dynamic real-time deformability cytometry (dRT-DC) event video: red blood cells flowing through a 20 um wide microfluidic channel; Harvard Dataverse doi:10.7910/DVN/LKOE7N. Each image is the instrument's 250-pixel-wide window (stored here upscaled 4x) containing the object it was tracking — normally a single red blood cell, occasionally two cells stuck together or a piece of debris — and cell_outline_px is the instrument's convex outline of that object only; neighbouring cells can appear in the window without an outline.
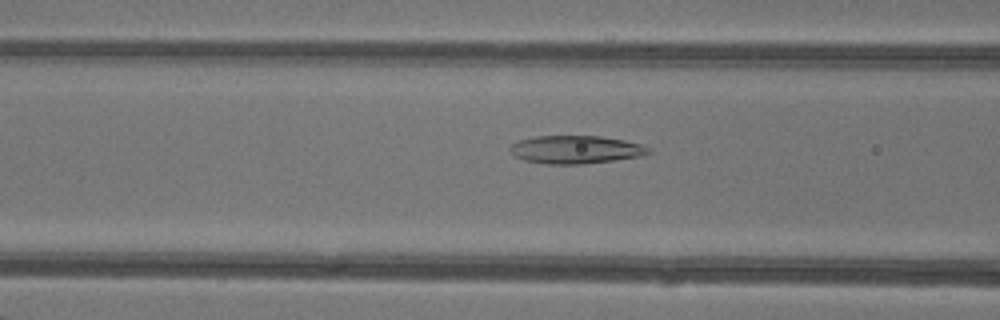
{"species": "common noctule bat (a hibernating species)", "species_latin": "Nyctalus noctula", "temperature_condition": "warm", "stored_images_in_passage": 48, "camera_frame_rate_fps": 3000, "um_per_image_px": 0.085, "animal": {"sex": "female"}, "frame": {"image": 1, "passage_image": 20, "time_ms": 6.333, "image_size_px": [1000, 320], "cell_outline_px": [[652, 152], [640, 156], [584, 164], [548, 164], [524, 160], [516, 156], [508, 148], [512, 144], [520, 140], [536, 136], [600, 136], [624, 140], [640, 144], [648, 148]], "centroid_in_image_um": [48.92, 12.71], "position_along_channel_um": 117.7, "area_um2": 22.37}}
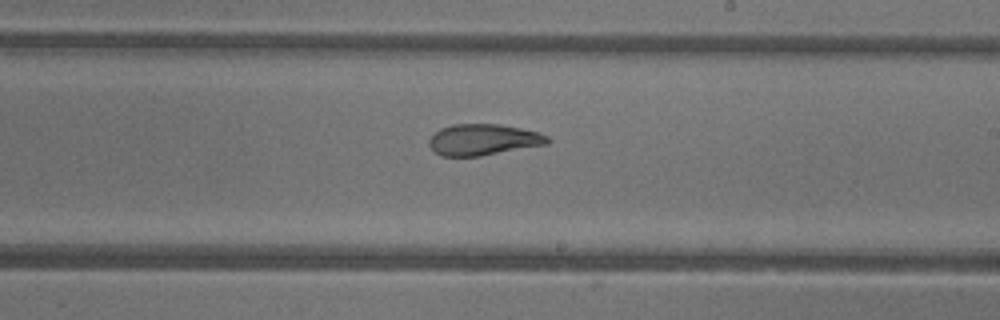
{"frame": {"image": 2, "passage_image": 29, "time_ms": 9.333, "image_size_px": [1000, 320], "cell_outline_px": [[552, 140], [548, 144], [480, 156], [440, 156], [428, 144], [428, 140], [440, 128], [452, 124], [500, 124], [520, 128], [536, 132], [548, 136]], "centroid_in_image_um": [41.08, 11.87], "position_along_channel_um": 247.9, "area_um2": 21.5}}
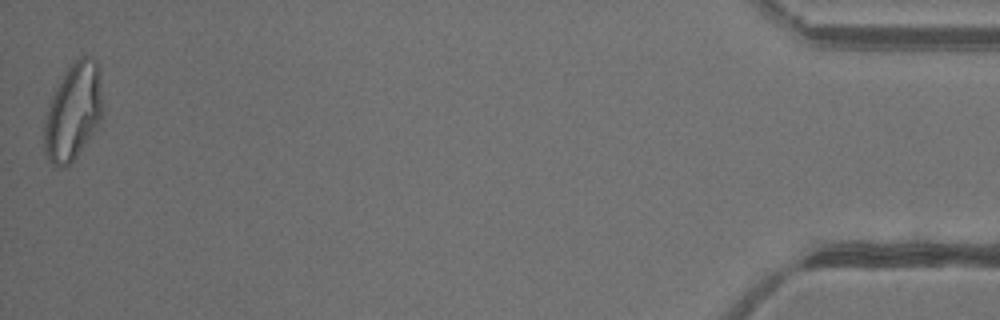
{"frame": {"image": 3, "passage_image": 48, "time_ms": 15.667, "image_size_px": [1000, 320], "cell_outline_px": [[104, 116], [100, 128], [76, 156], [64, 168], [56, 168], [48, 160], [44, 152], [44, 124], [52, 96], [56, 88], [68, 68], [80, 56], [84, 56], [96, 60], [100, 64], [104, 104]], "centroid_in_image_um": [6.3, 9.52], "position_along_channel_um": 428.9, "area_um2": 33.87}, "authors_computed_cell_mechanics": {"area_um2": 25.4031, "velocity_mm_per_s": 4.3477, "shape_relaxation_time_tau1_ms": 6.9078, "shape_relaxation_time_tau2_ms": 1.4429, "deformation_change_tau1": 0.2688, "deformation_change_tau2": 0.0988}}